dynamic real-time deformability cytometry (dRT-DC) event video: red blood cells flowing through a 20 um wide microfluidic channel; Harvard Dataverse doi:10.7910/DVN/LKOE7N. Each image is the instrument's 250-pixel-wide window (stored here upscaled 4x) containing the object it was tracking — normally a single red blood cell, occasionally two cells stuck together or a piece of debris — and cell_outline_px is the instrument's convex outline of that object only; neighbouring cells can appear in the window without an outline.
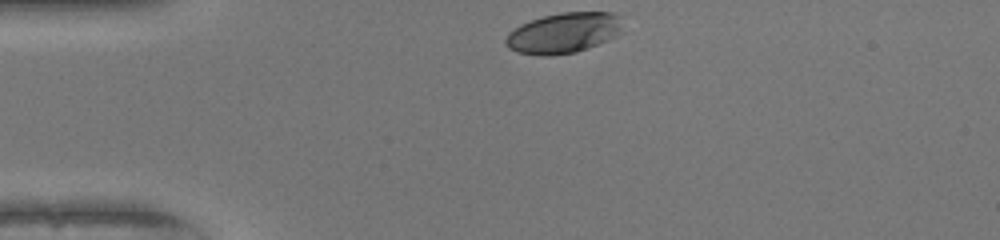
{"species": "human", "species_latin": "Homo sapiens", "temperature_condition": "warm", "stored_images_in_passage": 30, "camera_frame_rate_fps": 3000, "um_per_image_px": 0.085, "donor": {"sex": "female"}, "frame": {"image": 1, "passage_image": 1, "time_ms": 0.0, "image_size_px": [1000, 240], "cell_outline_px": [[620, 32], [616, 36], [608, 40], [588, 48], [576, 52], [552, 56], [540, 56], [520, 52], [508, 48], [504, 44], [504, 40], [508, 32], [520, 24], [544, 16], [560, 12], [612, 12], [620, 16]], "centroid_in_image_um": [47.87, 2.8], "position_along_channel_um": 37.1, "area_um2": 27.69}}
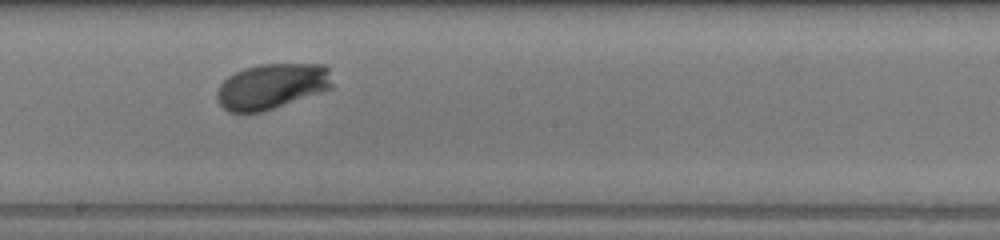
{"frame": {"image": 2, "passage_image": 18, "time_ms": 5.667, "image_size_px": [1000, 240], "cell_outline_px": [[336, 88], [260, 112], [228, 112], [220, 104], [216, 96], [216, 92], [220, 84], [228, 76], [244, 68], [260, 64], [328, 64]], "centroid_in_image_um": [23.18, 7.32], "position_along_channel_um": 225.0, "area_um2": 30.98}}
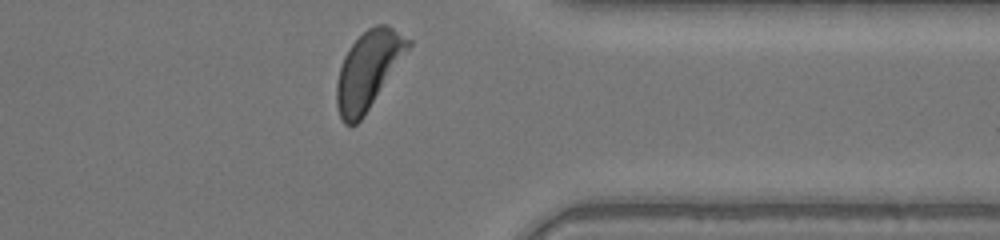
{"frame": {"image": 3, "passage_image": 30, "time_ms": 9.667, "image_size_px": [1000, 240], "cell_outline_px": [[412, 44], [364, 116], [356, 124], [348, 128], [344, 124], [340, 116], [336, 104], [336, 84], [340, 68], [344, 56], [352, 44], [368, 28], [376, 24], [388, 24], [412, 40]], "centroid_in_image_um": [31.3, 5.96], "position_along_channel_um": 380.1, "area_um2": 32.08}, "authors_computed_cell_mechanics": {"area_um2": 30.1138, "velocity_mm_per_s": 4.0693, "shape_relaxation_time_tau1_ms": 1.9408, "shape_relaxation_time_tau2_ms": null, "deformation_change_tau1": 0.1361, "deformation_change_tau2": null}}